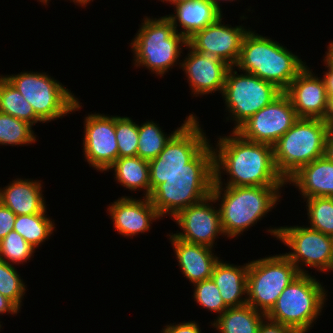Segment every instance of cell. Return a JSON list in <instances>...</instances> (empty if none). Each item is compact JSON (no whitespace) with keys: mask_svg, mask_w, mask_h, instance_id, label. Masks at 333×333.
<instances>
[{"mask_svg":"<svg viewBox=\"0 0 333 333\" xmlns=\"http://www.w3.org/2000/svg\"><path fill=\"white\" fill-rule=\"evenodd\" d=\"M231 131L228 136L217 137L216 148L213 146V185L285 187L287 183L275 166L273 146L246 140ZM222 174L230 175L226 184Z\"/></svg>","mask_w":333,"mask_h":333,"instance_id":"6da1fadb","label":"cell"},{"mask_svg":"<svg viewBox=\"0 0 333 333\" xmlns=\"http://www.w3.org/2000/svg\"><path fill=\"white\" fill-rule=\"evenodd\" d=\"M214 152L210 142L181 171L159 184L148 197L163 219L175 217L181 210L196 204L212 193Z\"/></svg>","mask_w":333,"mask_h":333,"instance_id":"7a4b0ae2","label":"cell"},{"mask_svg":"<svg viewBox=\"0 0 333 333\" xmlns=\"http://www.w3.org/2000/svg\"><path fill=\"white\" fill-rule=\"evenodd\" d=\"M281 188L213 185L211 195L214 203L220 202L218 209L225 237L236 238L267 216L280 202Z\"/></svg>","mask_w":333,"mask_h":333,"instance_id":"3957f363","label":"cell"},{"mask_svg":"<svg viewBox=\"0 0 333 333\" xmlns=\"http://www.w3.org/2000/svg\"><path fill=\"white\" fill-rule=\"evenodd\" d=\"M235 66L239 72L256 75L284 92L307 65L279 42L249 30Z\"/></svg>","mask_w":333,"mask_h":333,"instance_id":"277c9868","label":"cell"},{"mask_svg":"<svg viewBox=\"0 0 333 333\" xmlns=\"http://www.w3.org/2000/svg\"><path fill=\"white\" fill-rule=\"evenodd\" d=\"M145 17L130 43L134 53V66L145 67L156 76L162 77L170 68L181 64L179 58L188 40L175 31L167 16Z\"/></svg>","mask_w":333,"mask_h":333,"instance_id":"5b68a950","label":"cell"},{"mask_svg":"<svg viewBox=\"0 0 333 333\" xmlns=\"http://www.w3.org/2000/svg\"><path fill=\"white\" fill-rule=\"evenodd\" d=\"M321 284L315 276L300 274L280 294L266 317L299 333H307L327 300V291Z\"/></svg>","mask_w":333,"mask_h":333,"instance_id":"8992f818","label":"cell"},{"mask_svg":"<svg viewBox=\"0 0 333 333\" xmlns=\"http://www.w3.org/2000/svg\"><path fill=\"white\" fill-rule=\"evenodd\" d=\"M328 124L322 119L299 118L273 145L277 171L287 181L302 166L323 157Z\"/></svg>","mask_w":333,"mask_h":333,"instance_id":"52a82bcc","label":"cell"},{"mask_svg":"<svg viewBox=\"0 0 333 333\" xmlns=\"http://www.w3.org/2000/svg\"><path fill=\"white\" fill-rule=\"evenodd\" d=\"M4 77L31 104L44 123L75 113L82 107V103L68 88L45 72L23 71Z\"/></svg>","mask_w":333,"mask_h":333,"instance_id":"ba28073f","label":"cell"},{"mask_svg":"<svg viewBox=\"0 0 333 333\" xmlns=\"http://www.w3.org/2000/svg\"><path fill=\"white\" fill-rule=\"evenodd\" d=\"M299 275L296 266L284 254L250 261L247 304L267 315L280 294Z\"/></svg>","mask_w":333,"mask_h":333,"instance_id":"9c48e42d","label":"cell"},{"mask_svg":"<svg viewBox=\"0 0 333 333\" xmlns=\"http://www.w3.org/2000/svg\"><path fill=\"white\" fill-rule=\"evenodd\" d=\"M235 69L229 68L222 93L226 119L235 121L233 131L282 93L274 84L246 72L239 75Z\"/></svg>","mask_w":333,"mask_h":333,"instance_id":"30bf717a","label":"cell"},{"mask_svg":"<svg viewBox=\"0 0 333 333\" xmlns=\"http://www.w3.org/2000/svg\"><path fill=\"white\" fill-rule=\"evenodd\" d=\"M267 230L291 249L292 252L284 255L296 266L300 274H309L304 270L305 266L322 273L331 270L333 272V246L330 235L311 229L307 225L269 227Z\"/></svg>","mask_w":333,"mask_h":333,"instance_id":"8fae6325","label":"cell"},{"mask_svg":"<svg viewBox=\"0 0 333 333\" xmlns=\"http://www.w3.org/2000/svg\"><path fill=\"white\" fill-rule=\"evenodd\" d=\"M193 116L164 146L159 155L149 161L150 194L187 165L210 141Z\"/></svg>","mask_w":333,"mask_h":333,"instance_id":"7c38bea8","label":"cell"},{"mask_svg":"<svg viewBox=\"0 0 333 333\" xmlns=\"http://www.w3.org/2000/svg\"><path fill=\"white\" fill-rule=\"evenodd\" d=\"M298 119L289 97L282 92L270 104L249 117L235 132L246 140L273 146Z\"/></svg>","mask_w":333,"mask_h":333,"instance_id":"4fadbf2b","label":"cell"},{"mask_svg":"<svg viewBox=\"0 0 333 333\" xmlns=\"http://www.w3.org/2000/svg\"><path fill=\"white\" fill-rule=\"evenodd\" d=\"M84 159L99 172L118 159V142L115 136V116L94 113L84 118Z\"/></svg>","mask_w":333,"mask_h":333,"instance_id":"5bb4252c","label":"cell"},{"mask_svg":"<svg viewBox=\"0 0 333 333\" xmlns=\"http://www.w3.org/2000/svg\"><path fill=\"white\" fill-rule=\"evenodd\" d=\"M212 195L181 210L172 220L183 230L174 235L183 241L214 248L215 240L224 236L220 213Z\"/></svg>","mask_w":333,"mask_h":333,"instance_id":"9a60e30c","label":"cell"},{"mask_svg":"<svg viewBox=\"0 0 333 333\" xmlns=\"http://www.w3.org/2000/svg\"><path fill=\"white\" fill-rule=\"evenodd\" d=\"M222 18L223 16L203 30L197 31L188 39V44L197 52L217 57L235 67L243 39L250 28L246 29L243 25H224Z\"/></svg>","mask_w":333,"mask_h":333,"instance_id":"2e32d148","label":"cell"},{"mask_svg":"<svg viewBox=\"0 0 333 333\" xmlns=\"http://www.w3.org/2000/svg\"><path fill=\"white\" fill-rule=\"evenodd\" d=\"M315 75L306 66L284 91L298 118L325 120L327 117L329 97L323 78Z\"/></svg>","mask_w":333,"mask_h":333,"instance_id":"e0dca14e","label":"cell"},{"mask_svg":"<svg viewBox=\"0 0 333 333\" xmlns=\"http://www.w3.org/2000/svg\"><path fill=\"white\" fill-rule=\"evenodd\" d=\"M186 48L189 51L179 67L183 69L189 87L192 88V96L212 94L216 91H220L222 95L231 66L217 57L195 51L189 44Z\"/></svg>","mask_w":333,"mask_h":333,"instance_id":"ac0fdd59","label":"cell"},{"mask_svg":"<svg viewBox=\"0 0 333 333\" xmlns=\"http://www.w3.org/2000/svg\"><path fill=\"white\" fill-rule=\"evenodd\" d=\"M107 212L118 234L131 239L136 234L148 232L152 223L161 218L148 197L122 196L109 204Z\"/></svg>","mask_w":333,"mask_h":333,"instance_id":"d6986e66","label":"cell"},{"mask_svg":"<svg viewBox=\"0 0 333 333\" xmlns=\"http://www.w3.org/2000/svg\"><path fill=\"white\" fill-rule=\"evenodd\" d=\"M169 237L178 266L185 278L192 284L210 279L214 266L220 259L213 253V248L183 241L173 232Z\"/></svg>","mask_w":333,"mask_h":333,"instance_id":"ffe728a7","label":"cell"},{"mask_svg":"<svg viewBox=\"0 0 333 333\" xmlns=\"http://www.w3.org/2000/svg\"><path fill=\"white\" fill-rule=\"evenodd\" d=\"M286 183L298 188L303 199L333 198V161L320 157L302 166Z\"/></svg>","mask_w":333,"mask_h":333,"instance_id":"44dd1931","label":"cell"},{"mask_svg":"<svg viewBox=\"0 0 333 333\" xmlns=\"http://www.w3.org/2000/svg\"><path fill=\"white\" fill-rule=\"evenodd\" d=\"M40 180L16 178L0 187V203L16 216L41 213L47 206Z\"/></svg>","mask_w":333,"mask_h":333,"instance_id":"7402d4cb","label":"cell"},{"mask_svg":"<svg viewBox=\"0 0 333 333\" xmlns=\"http://www.w3.org/2000/svg\"><path fill=\"white\" fill-rule=\"evenodd\" d=\"M173 7L174 13L166 16L171 20L175 31L187 40L223 15L208 0H189L179 2ZM180 26L182 31L177 29Z\"/></svg>","mask_w":333,"mask_h":333,"instance_id":"603a6c76","label":"cell"},{"mask_svg":"<svg viewBox=\"0 0 333 333\" xmlns=\"http://www.w3.org/2000/svg\"><path fill=\"white\" fill-rule=\"evenodd\" d=\"M248 267L249 261L238 266L219 259L215 264L211 278L228 307H240L247 304Z\"/></svg>","mask_w":333,"mask_h":333,"instance_id":"cb8c5ba5","label":"cell"},{"mask_svg":"<svg viewBox=\"0 0 333 333\" xmlns=\"http://www.w3.org/2000/svg\"><path fill=\"white\" fill-rule=\"evenodd\" d=\"M113 170L115 181L129 191L143 190L144 197L150 196L149 161L139 156L118 158L108 169Z\"/></svg>","mask_w":333,"mask_h":333,"instance_id":"d4e9b609","label":"cell"},{"mask_svg":"<svg viewBox=\"0 0 333 333\" xmlns=\"http://www.w3.org/2000/svg\"><path fill=\"white\" fill-rule=\"evenodd\" d=\"M265 318V314L246 304L229 307L212 321L211 326L216 328L218 333H258Z\"/></svg>","mask_w":333,"mask_h":333,"instance_id":"484cf974","label":"cell"},{"mask_svg":"<svg viewBox=\"0 0 333 333\" xmlns=\"http://www.w3.org/2000/svg\"><path fill=\"white\" fill-rule=\"evenodd\" d=\"M193 113L185 117L184 123L177 127L171 134L165 133L155 121L148 120L142 124H138L139 143L138 156L141 159L152 160L156 158L164 149V146L170 139L193 117Z\"/></svg>","mask_w":333,"mask_h":333,"instance_id":"4316f807","label":"cell"},{"mask_svg":"<svg viewBox=\"0 0 333 333\" xmlns=\"http://www.w3.org/2000/svg\"><path fill=\"white\" fill-rule=\"evenodd\" d=\"M47 207L41 212L31 215H18L15 220L14 231L19 233L32 247L39 249L52 235L55 223L47 217Z\"/></svg>","mask_w":333,"mask_h":333,"instance_id":"83f0119b","label":"cell"},{"mask_svg":"<svg viewBox=\"0 0 333 333\" xmlns=\"http://www.w3.org/2000/svg\"><path fill=\"white\" fill-rule=\"evenodd\" d=\"M0 112L24 120L34 126L44 123L22 94L3 76L0 75Z\"/></svg>","mask_w":333,"mask_h":333,"instance_id":"f1b7e54d","label":"cell"},{"mask_svg":"<svg viewBox=\"0 0 333 333\" xmlns=\"http://www.w3.org/2000/svg\"><path fill=\"white\" fill-rule=\"evenodd\" d=\"M30 123L0 112V145L21 146L35 143L36 135Z\"/></svg>","mask_w":333,"mask_h":333,"instance_id":"f546056e","label":"cell"},{"mask_svg":"<svg viewBox=\"0 0 333 333\" xmlns=\"http://www.w3.org/2000/svg\"><path fill=\"white\" fill-rule=\"evenodd\" d=\"M307 215L310 224L308 227L323 234H333V198L314 197L305 199Z\"/></svg>","mask_w":333,"mask_h":333,"instance_id":"4dcf8cb0","label":"cell"},{"mask_svg":"<svg viewBox=\"0 0 333 333\" xmlns=\"http://www.w3.org/2000/svg\"><path fill=\"white\" fill-rule=\"evenodd\" d=\"M115 136L118 142V158L138 156V124L129 117L115 116Z\"/></svg>","mask_w":333,"mask_h":333,"instance_id":"1f68e13d","label":"cell"},{"mask_svg":"<svg viewBox=\"0 0 333 333\" xmlns=\"http://www.w3.org/2000/svg\"><path fill=\"white\" fill-rule=\"evenodd\" d=\"M34 253L35 248L14 230L0 241V259L9 264L27 263Z\"/></svg>","mask_w":333,"mask_h":333,"instance_id":"d6a6232c","label":"cell"},{"mask_svg":"<svg viewBox=\"0 0 333 333\" xmlns=\"http://www.w3.org/2000/svg\"><path fill=\"white\" fill-rule=\"evenodd\" d=\"M26 285L13 264L0 259V294L11 300L20 310Z\"/></svg>","mask_w":333,"mask_h":333,"instance_id":"836d02e7","label":"cell"},{"mask_svg":"<svg viewBox=\"0 0 333 333\" xmlns=\"http://www.w3.org/2000/svg\"><path fill=\"white\" fill-rule=\"evenodd\" d=\"M193 286L195 287L193 294L194 301L204 309L216 314L218 313L217 317L229 308L224 303L219 289L212 278L195 283Z\"/></svg>","mask_w":333,"mask_h":333,"instance_id":"e575fe53","label":"cell"},{"mask_svg":"<svg viewBox=\"0 0 333 333\" xmlns=\"http://www.w3.org/2000/svg\"><path fill=\"white\" fill-rule=\"evenodd\" d=\"M16 217L8 207L0 203V241L14 229Z\"/></svg>","mask_w":333,"mask_h":333,"instance_id":"d590c367","label":"cell"},{"mask_svg":"<svg viewBox=\"0 0 333 333\" xmlns=\"http://www.w3.org/2000/svg\"><path fill=\"white\" fill-rule=\"evenodd\" d=\"M161 333H202L200 326L195 321H188L183 323H177L169 325L167 324L164 329L162 328Z\"/></svg>","mask_w":333,"mask_h":333,"instance_id":"8d00e7d4","label":"cell"},{"mask_svg":"<svg viewBox=\"0 0 333 333\" xmlns=\"http://www.w3.org/2000/svg\"><path fill=\"white\" fill-rule=\"evenodd\" d=\"M258 333H299L297 330L272 321L267 317L262 321Z\"/></svg>","mask_w":333,"mask_h":333,"instance_id":"74e56055","label":"cell"},{"mask_svg":"<svg viewBox=\"0 0 333 333\" xmlns=\"http://www.w3.org/2000/svg\"><path fill=\"white\" fill-rule=\"evenodd\" d=\"M323 61L324 64H326L324 65L325 68L327 67L328 69L323 73L324 75L322 78L324 80L327 95L330 100L333 98V63L326 56H324Z\"/></svg>","mask_w":333,"mask_h":333,"instance_id":"f35d334b","label":"cell"},{"mask_svg":"<svg viewBox=\"0 0 333 333\" xmlns=\"http://www.w3.org/2000/svg\"><path fill=\"white\" fill-rule=\"evenodd\" d=\"M20 309L9 299L0 294V314H18Z\"/></svg>","mask_w":333,"mask_h":333,"instance_id":"ab89813d","label":"cell"},{"mask_svg":"<svg viewBox=\"0 0 333 333\" xmlns=\"http://www.w3.org/2000/svg\"><path fill=\"white\" fill-rule=\"evenodd\" d=\"M323 156L326 159L333 161V125H328V133L325 140Z\"/></svg>","mask_w":333,"mask_h":333,"instance_id":"60d3db41","label":"cell"},{"mask_svg":"<svg viewBox=\"0 0 333 333\" xmlns=\"http://www.w3.org/2000/svg\"><path fill=\"white\" fill-rule=\"evenodd\" d=\"M325 121L328 125H333V98L329 100V110Z\"/></svg>","mask_w":333,"mask_h":333,"instance_id":"b9f144b4","label":"cell"},{"mask_svg":"<svg viewBox=\"0 0 333 333\" xmlns=\"http://www.w3.org/2000/svg\"><path fill=\"white\" fill-rule=\"evenodd\" d=\"M326 57L333 63V41H331L327 47Z\"/></svg>","mask_w":333,"mask_h":333,"instance_id":"7bdbcfd3","label":"cell"},{"mask_svg":"<svg viewBox=\"0 0 333 333\" xmlns=\"http://www.w3.org/2000/svg\"><path fill=\"white\" fill-rule=\"evenodd\" d=\"M215 8H217L221 13H222V10H221V5L219 4L220 1H229V2H233L235 0H208Z\"/></svg>","mask_w":333,"mask_h":333,"instance_id":"ee69618b","label":"cell"},{"mask_svg":"<svg viewBox=\"0 0 333 333\" xmlns=\"http://www.w3.org/2000/svg\"><path fill=\"white\" fill-rule=\"evenodd\" d=\"M74 2V4L76 3V5L78 6L79 5V7L81 6V7H86V5L87 4H90V2L91 1H93V0H70V2Z\"/></svg>","mask_w":333,"mask_h":333,"instance_id":"f6af8a7d","label":"cell"},{"mask_svg":"<svg viewBox=\"0 0 333 333\" xmlns=\"http://www.w3.org/2000/svg\"><path fill=\"white\" fill-rule=\"evenodd\" d=\"M184 1H189V0H162V2H166V3L172 4V5H175L179 2H184Z\"/></svg>","mask_w":333,"mask_h":333,"instance_id":"bcb514c9","label":"cell"},{"mask_svg":"<svg viewBox=\"0 0 333 333\" xmlns=\"http://www.w3.org/2000/svg\"><path fill=\"white\" fill-rule=\"evenodd\" d=\"M38 1H40V2L43 3L44 5H48L47 3H49V2H48L49 0H38Z\"/></svg>","mask_w":333,"mask_h":333,"instance_id":"7dc6e473","label":"cell"},{"mask_svg":"<svg viewBox=\"0 0 333 333\" xmlns=\"http://www.w3.org/2000/svg\"><path fill=\"white\" fill-rule=\"evenodd\" d=\"M331 240H332V246H333V234L331 235Z\"/></svg>","mask_w":333,"mask_h":333,"instance_id":"c3c4849f","label":"cell"}]
</instances>
